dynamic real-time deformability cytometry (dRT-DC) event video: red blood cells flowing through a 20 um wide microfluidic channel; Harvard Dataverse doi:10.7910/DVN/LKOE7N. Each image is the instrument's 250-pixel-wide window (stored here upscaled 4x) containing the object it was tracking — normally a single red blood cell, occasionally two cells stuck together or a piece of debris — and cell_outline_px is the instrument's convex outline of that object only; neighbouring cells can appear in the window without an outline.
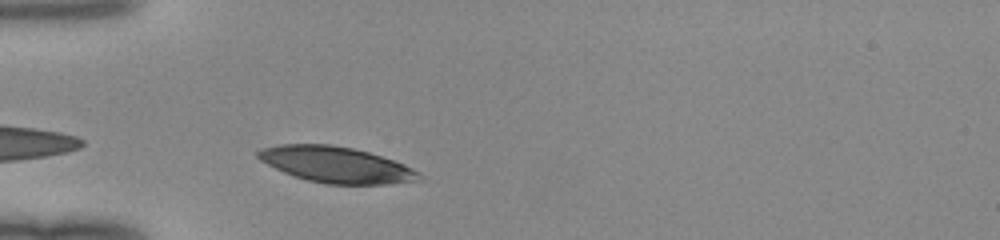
{"species": "human", "species_latin": "Homo sapiens", "temperature_condition": "room temperature", "stored_images_in_passage": 28, "camera_frame_rate_fps": 3000, "um_per_image_px": 0.085, "donor": {"sex": "female"}, "frame": {"image": 1, "passage_image": 2, "time_ms": 0.333, "image_size_px": [1000, 240], "cell_outline_px": [[420, 180], [392, 184], [328, 184], [308, 180], [284, 172], [260, 160], [256, 156], [256, 152], [260, 148], [280, 144], [332, 144], [352, 148], [368, 152], [404, 164], [420, 172]], "centroid_in_image_um": [28.56, 13.99], "position_along_channel_um": 56.4, "area_um2": 33.58}}
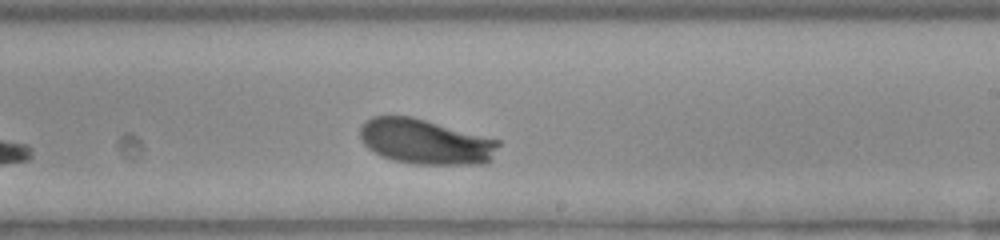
{"frame": {"image": 2, "passage_image": 17, "time_ms": 5.333, "image_size_px": [1000, 240], "cell_outline_px": [[500, 144], [492, 160], [488, 164], [412, 164], [392, 160], [380, 156], [368, 148], [364, 144], [360, 136], [360, 128], [372, 116], [412, 116], [500, 140]], "centroid_in_image_um": [36.19, 12.06], "position_along_channel_um": 252.8, "area_um2": 36.59}}
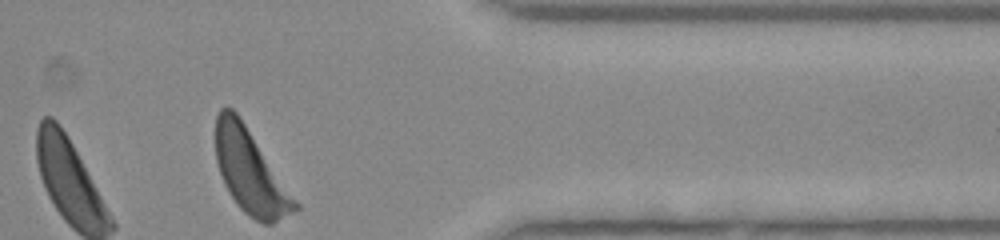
{"frame": {"image": 3, "passage_image": 28, "time_ms": 9.0, "image_size_px": [1000, 240], "cell_outline_px": [[300, 208], [272, 224], [264, 224], [248, 216], [236, 204], [224, 184], [216, 160], [216, 116], [220, 108], [232, 108], [236, 112], [300, 204]], "centroid_in_image_um": [21.28, 14.63], "position_along_channel_um": 390.1, "area_um2": 38.21}}